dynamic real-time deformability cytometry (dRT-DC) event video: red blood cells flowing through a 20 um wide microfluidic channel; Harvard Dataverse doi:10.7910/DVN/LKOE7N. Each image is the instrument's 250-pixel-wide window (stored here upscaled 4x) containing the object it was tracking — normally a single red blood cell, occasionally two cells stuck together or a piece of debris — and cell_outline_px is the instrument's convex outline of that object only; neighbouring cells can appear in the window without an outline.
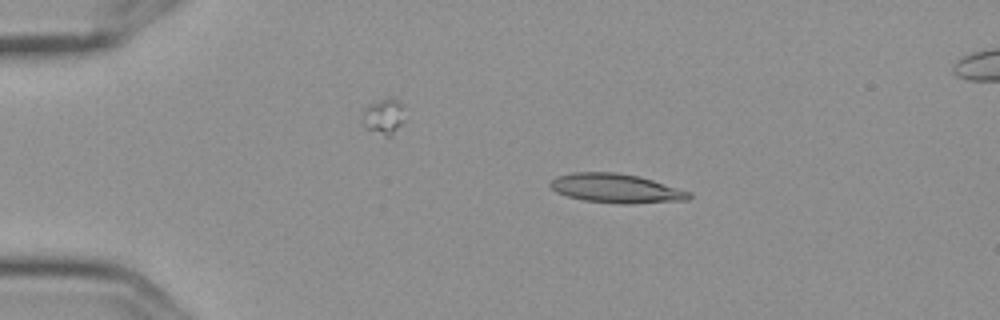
{"species": "Egyptian fruit bat (a non-hibernating species)", "species_latin": "Rousettus aegyptiacus", "temperature_condition": "cold", "stored_images_in_passage": 5, "camera_frame_rate_fps": 3000, "um_per_image_px": 0.085, "frame": {"image": 1, "passage_image": 2, "time_ms": 0.333, "image_size_px": [1000, 320], "cell_outline_px": [[692, 196], [688, 200], [628, 204], [616, 204], [584, 200], [568, 196], [556, 192], [548, 184], [556, 176], [572, 172], [616, 172], [636, 176], [652, 180], [692, 192]], "centroid_in_image_um": [52.36, 16.01], "position_along_channel_um": 32.6, "area_um2": 23.58}}
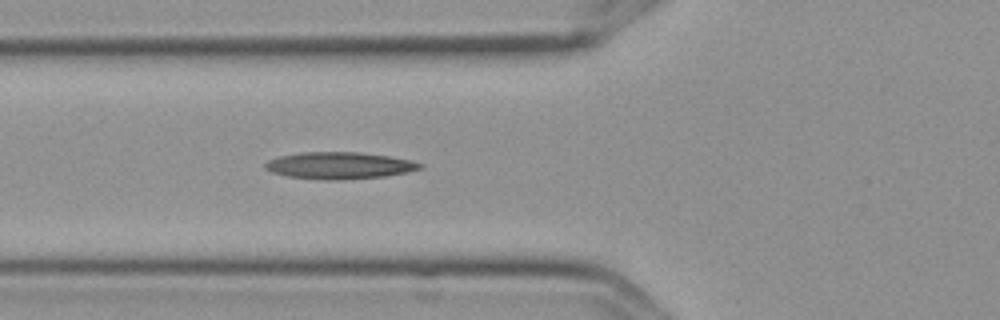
{"frame": {"image": 2, "passage_image": 5, "time_ms": 1.333, "image_size_px": [1000, 320], "cell_outline_px": [[424, 168], [408, 172], [384, 176], [288, 176], [272, 172], [264, 168], [264, 164], [268, 160], [280, 156], [300, 152], [360, 152], [388, 156], [412, 160], [424, 164]], "centroid_in_image_um": [28.9, 13.99], "position_along_channel_um": 96.9, "area_um2": 22.72}}